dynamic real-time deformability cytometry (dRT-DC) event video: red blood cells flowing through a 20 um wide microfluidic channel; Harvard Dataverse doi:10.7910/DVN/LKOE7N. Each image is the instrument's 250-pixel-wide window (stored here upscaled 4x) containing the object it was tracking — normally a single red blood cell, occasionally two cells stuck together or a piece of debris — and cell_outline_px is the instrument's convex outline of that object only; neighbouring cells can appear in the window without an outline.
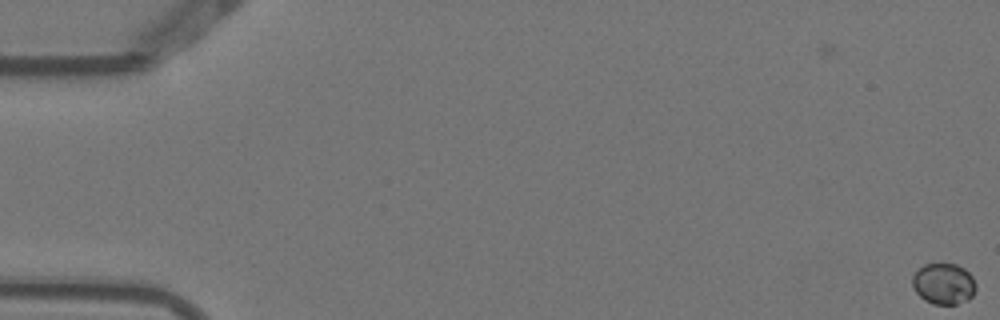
{"species": "Egyptian fruit bat (a non-hibernating species)", "species_latin": "Rousettus aegyptiacus", "temperature_condition": "warm", "stored_images_in_passage": 5, "camera_frame_rate_fps": 3000, "um_per_image_px": 0.085, "animal": {"sex": "female"}, "frame": {"image": 1, "passage_image": 1, "time_ms": 0.0, "image_size_px": [1000, 320], "cell_outline_px": [[976, 288], [972, 296], [968, 300], [956, 304], [932, 304], [924, 300], [916, 292], [912, 284], [912, 276], [924, 264], [956, 264], [964, 268], [972, 276], [976, 284]], "centroid_in_image_um": [80.22, 24.13], "position_along_channel_um": 4.8, "area_um2": 15.2}}
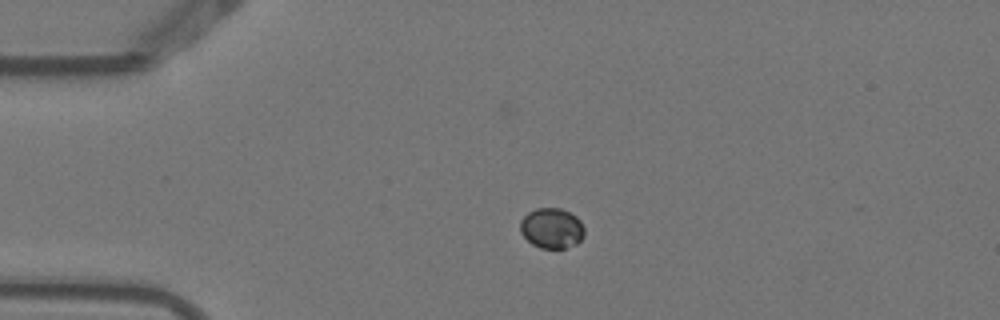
{"frame": {"image": 2, "passage_image": 4, "time_ms": 1.0, "image_size_px": [1000, 320], "cell_outline_px": [[584, 236], [576, 244], [564, 248], [540, 248], [532, 244], [520, 232], [520, 220], [528, 212], [536, 208], [560, 208], [576, 216], [580, 220], [584, 228]], "centroid_in_image_um": [46.89, 19.39], "position_along_channel_um": 38.1, "area_um2": 15.09}}